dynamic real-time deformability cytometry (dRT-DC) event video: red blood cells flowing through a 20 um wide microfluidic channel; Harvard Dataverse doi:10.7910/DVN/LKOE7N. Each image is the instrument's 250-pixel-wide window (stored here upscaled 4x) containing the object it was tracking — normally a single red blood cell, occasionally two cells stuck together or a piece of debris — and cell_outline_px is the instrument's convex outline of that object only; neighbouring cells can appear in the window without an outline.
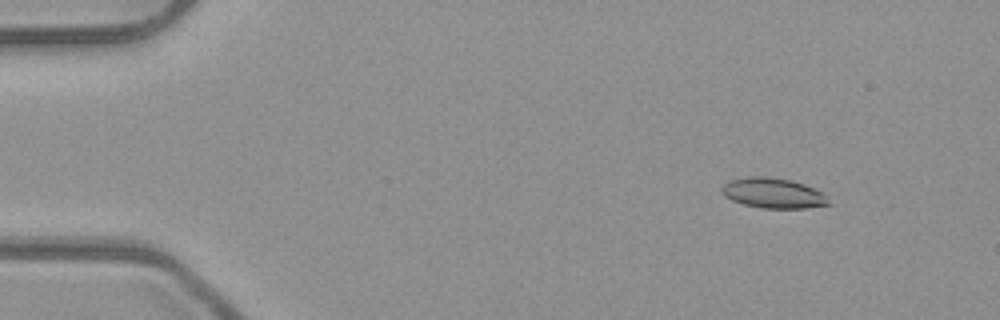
{"species": "common noctule bat (a hibernating species)", "species_latin": "Nyctalus noctula", "temperature_condition": "room temperature", "stored_images_in_passage": 53, "camera_frame_rate_fps": 3000, "um_per_image_px": 0.085, "animal": {"sex": "male", "body_mass_g": 23.1, "forearm_length_mm": 52.7}, "frame": {"image": 1, "passage_image": 7, "time_ms": 2.0, "image_size_px": [1000, 320], "cell_outline_px": [[832, 204], [804, 208], [764, 208], [744, 204], [732, 200], [724, 196], [720, 192], [720, 188], [728, 180], [748, 176], [764, 176], [788, 180], [804, 184], [824, 192]], "centroid_in_image_um": [65.71, 16.41], "position_along_channel_um": 19.3, "area_um2": 18.9}}
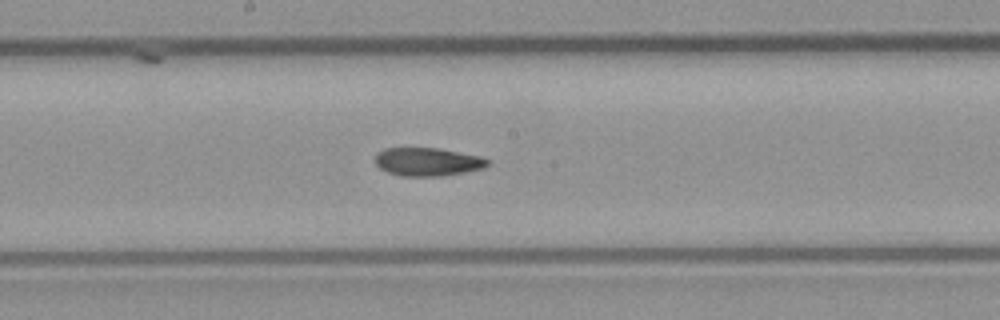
{"frame": {"image": 2, "passage_image": 29, "time_ms": 9.333, "image_size_px": [1000, 320], "cell_outline_px": [[488, 164], [484, 168], [444, 176], [400, 176], [388, 172], [380, 168], [376, 164], [376, 152], [384, 148], [436, 148], [480, 156], [488, 160]], "centroid_in_image_um": [36.32, 13.76], "position_along_channel_um": 211.9, "area_um2": 18.44}}
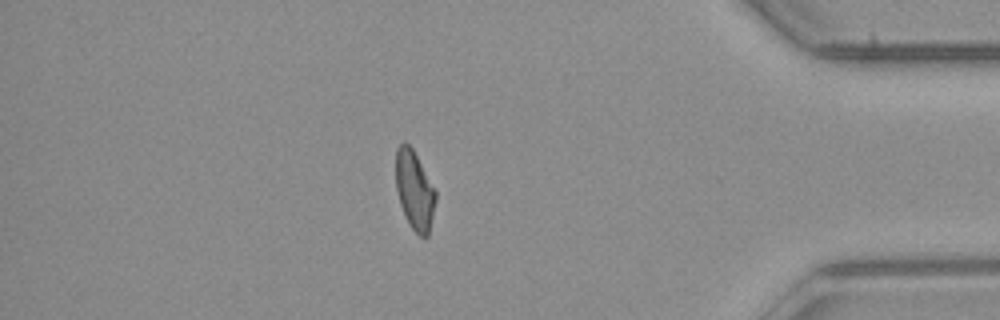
{"frame": {"image": 3, "passage_image": 46, "time_ms": 15.0, "image_size_px": [1000, 320], "cell_outline_px": [[436, 200], [428, 236], [424, 240], [408, 224], [400, 204], [396, 188], [396, 148], [404, 140], [412, 148], [436, 192]], "centroid_in_image_um": [35.22, 16.19], "position_along_channel_um": 400.0, "area_um2": 18.21}}